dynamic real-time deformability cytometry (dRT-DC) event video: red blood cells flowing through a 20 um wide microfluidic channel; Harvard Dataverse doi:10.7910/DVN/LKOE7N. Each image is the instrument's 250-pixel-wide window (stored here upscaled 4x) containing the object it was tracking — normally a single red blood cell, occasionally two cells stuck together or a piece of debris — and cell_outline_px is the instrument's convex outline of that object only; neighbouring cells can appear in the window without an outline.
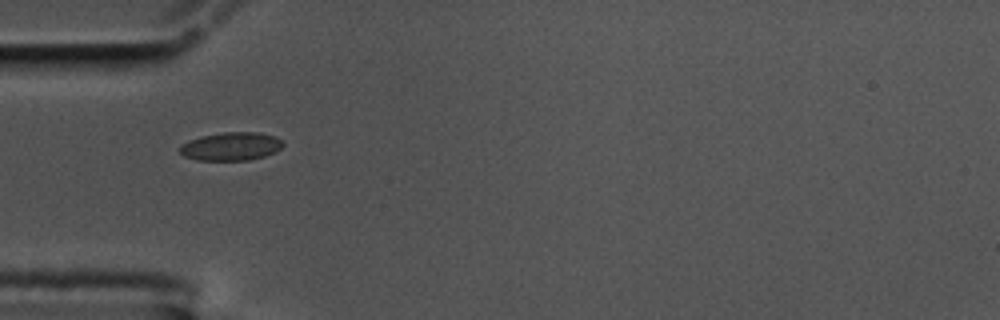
{"species": "common noctule bat (a hibernating species)", "species_latin": "Nyctalus noctula", "temperature_condition": "cold", "stored_images_in_passage": 41, "camera_frame_rate_fps": 3000, "um_per_image_px": 0.085, "animal": {"sex": "male", "body_mass_g": 17.5, "forearm_length_mm": 52.3}, "frame": {"image": 1, "passage_image": 1, "time_ms": 0.0, "image_size_px": [1000, 320], "cell_outline_px": [[284, 144], [276, 152], [264, 156], [248, 160], [196, 160], [184, 156], [180, 152], [180, 144], [188, 140], [200, 136], [224, 132], [260, 132], [276, 136]], "centroid_in_image_um": [19.63, 12.43], "position_along_channel_um": 65.4, "area_um2": 17.11}}
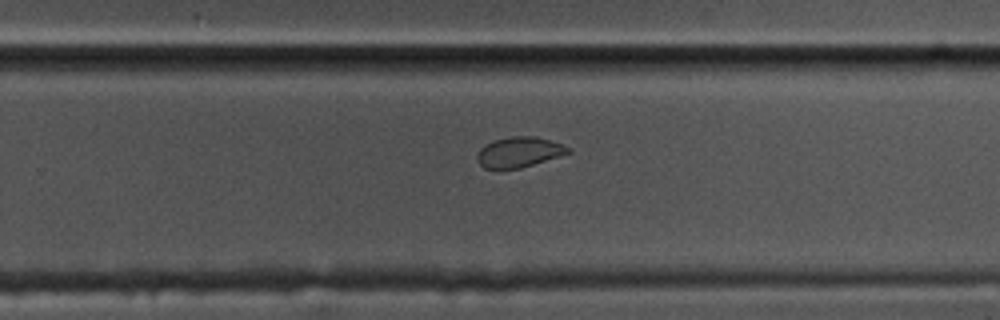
{"frame": {"image": 2, "passage_image": 20, "time_ms": 6.333, "image_size_px": [1000, 320], "cell_outline_px": [[572, 152], [520, 168], [484, 168], [480, 164], [476, 156], [480, 148], [484, 144], [492, 140], [512, 136], [536, 136], [560, 144], [568, 148]], "centroid_in_image_um": [44.07, 12.92], "position_along_channel_um": 285.7, "area_um2": 15.84}}
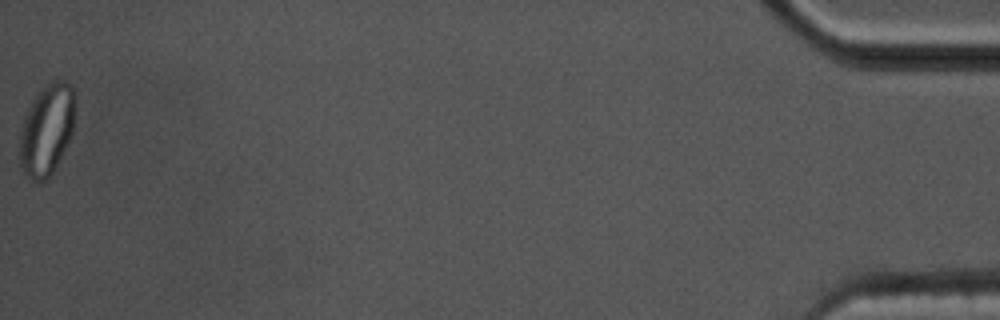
{"frame": {"image": 3, "passage_image": 41, "time_ms": 13.333, "image_size_px": [1000, 320], "cell_outline_px": [[76, 104], [72, 132], [48, 180], [32, 180], [24, 176], [20, 164], [20, 132], [24, 116], [32, 100], [52, 80], [64, 80], [72, 84], [76, 92]], "centroid_in_image_um": [3.99, 10.99], "position_along_channel_um": 431.2, "area_um2": 29.42}, "authors_computed_cell_mechanics": {"area_um2": 16.9932, "velocity_mm_per_s": 3.4926, "shape_relaxation_time_tau1_ms": 10.7795, "shape_relaxation_time_tau2_ms": 1.2304, "deformation_change_tau1": 0.1576, "deformation_change_tau2": 0.0412}}